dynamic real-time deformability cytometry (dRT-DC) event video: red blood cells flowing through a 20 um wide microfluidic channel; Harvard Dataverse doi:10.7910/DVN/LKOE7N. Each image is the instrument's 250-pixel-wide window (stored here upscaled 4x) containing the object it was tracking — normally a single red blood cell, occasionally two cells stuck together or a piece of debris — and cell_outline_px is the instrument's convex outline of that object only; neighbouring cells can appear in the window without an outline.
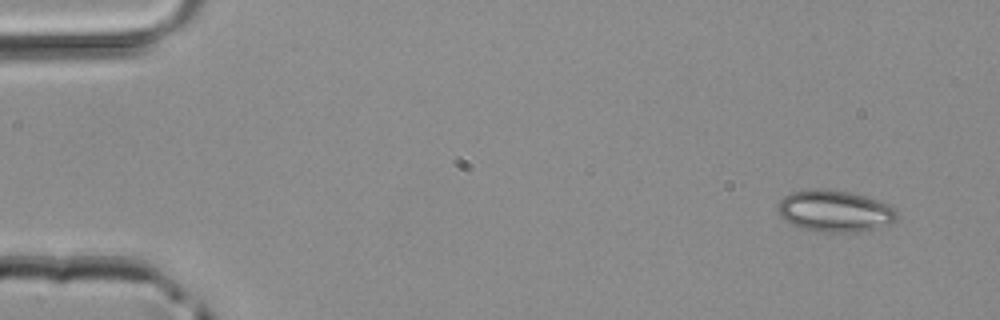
{"species": "common noctule bat (a hibernating species)", "species_latin": "Nyctalus noctula", "temperature_condition": "room temperature", "stored_images_in_passage": 5, "camera_frame_rate_fps": 3000, "um_per_image_px": 0.085, "animal": {"sex": "male", "body_mass_g": 20.4}, "frame": {"image": 1, "passage_image": 1, "time_ms": 0.0, "image_size_px": [1000, 320], "cell_outline_px": [[896, 220], [892, 224], [860, 232], [816, 232], [800, 228], [784, 220], [780, 216], [776, 208], [780, 200], [784, 196], [792, 192], [816, 188], [848, 192], [880, 200], [892, 204], [896, 208]], "centroid_in_image_um": [70.97, 17.95], "position_along_channel_um": 14.0, "area_um2": 29.3}}
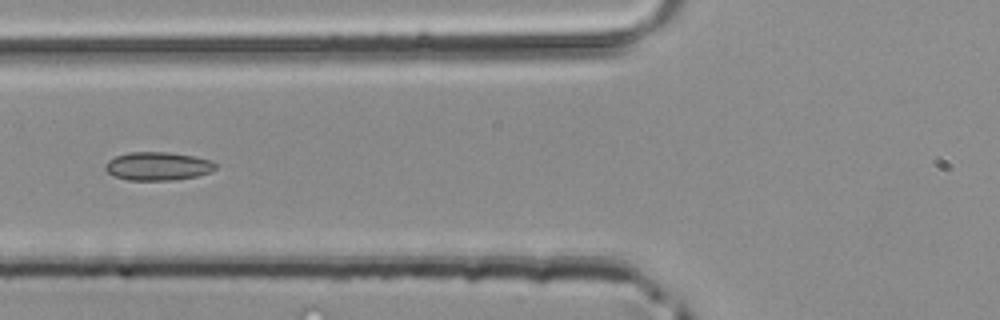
{"frame": {"image": 2, "passage_image": 5, "time_ms": 1.333, "image_size_px": [1000, 320], "cell_outline_px": [[216, 168], [212, 172], [196, 176], [172, 180], [128, 180], [112, 176], [104, 168], [104, 164], [108, 160], [116, 156], [128, 152], [168, 152], [196, 156], [212, 160], [216, 164]], "centroid_in_image_um": [13.41, 14.12], "position_along_channel_um": 112.4, "area_um2": 18.44}}